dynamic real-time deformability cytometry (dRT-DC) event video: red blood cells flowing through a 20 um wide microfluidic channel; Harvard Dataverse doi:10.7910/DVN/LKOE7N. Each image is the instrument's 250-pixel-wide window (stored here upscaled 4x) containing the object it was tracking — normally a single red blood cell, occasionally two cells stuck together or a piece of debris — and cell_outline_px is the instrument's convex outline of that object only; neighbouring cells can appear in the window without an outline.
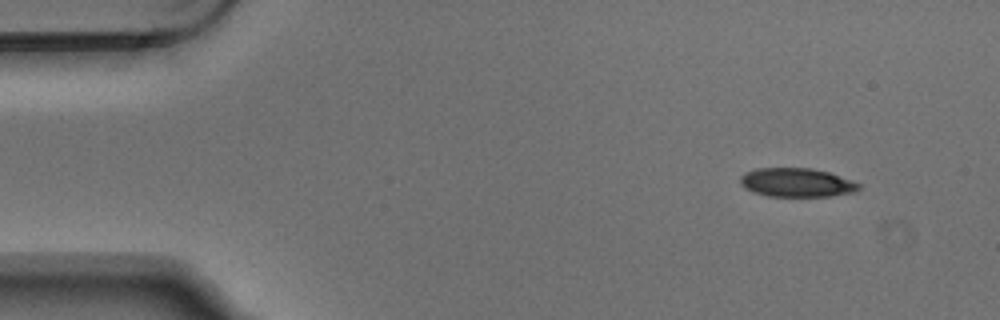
{"species": "Egyptian fruit bat (a non-hibernating species)", "species_latin": "Rousettus aegyptiacus", "temperature_condition": "warm", "stored_images_in_passage": 9, "camera_frame_rate_fps": 3000, "um_per_image_px": 0.085, "animal": {"sex": "male"}, "frame": {"image": 1, "passage_image": 1, "time_ms": 0.0, "image_size_px": [1000, 320], "cell_outline_px": [[860, 188], [856, 192], [828, 196], [768, 196], [752, 192], [744, 188], [740, 184], [740, 176], [744, 172], [756, 168], [812, 168], [828, 172], [852, 180], [860, 184]], "centroid_in_image_um": [67.69, 15.51], "position_along_channel_um": 17.3, "area_um2": 20.06}}
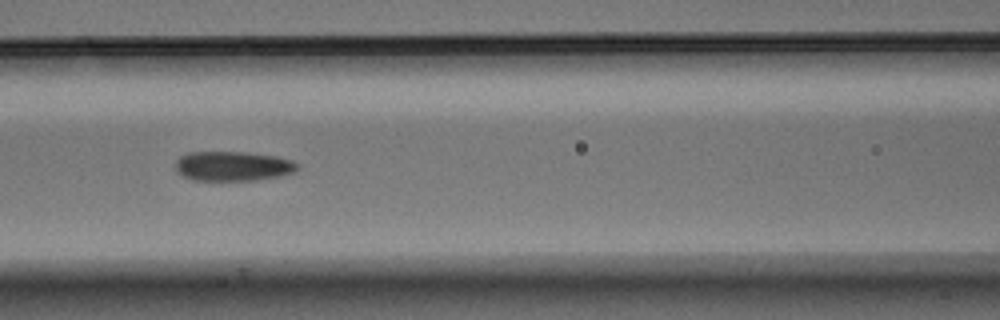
{"frame": {"image": 2, "passage_image": 6, "time_ms": 1.667, "image_size_px": [1000, 320], "cell_outline_px": [[300, 168], [296, 172], [280, 176], [256, 180], [192, 180], [180, 176], [176, 172], [176, 160], [180, 156], [188, 152], [248, 152], [276, 156], [292, 160], [300, 164]], "centroid_in_image_um": [19.81, 14.12], "position_along_channel_um": 146.8, "area_um2": 21.44}}
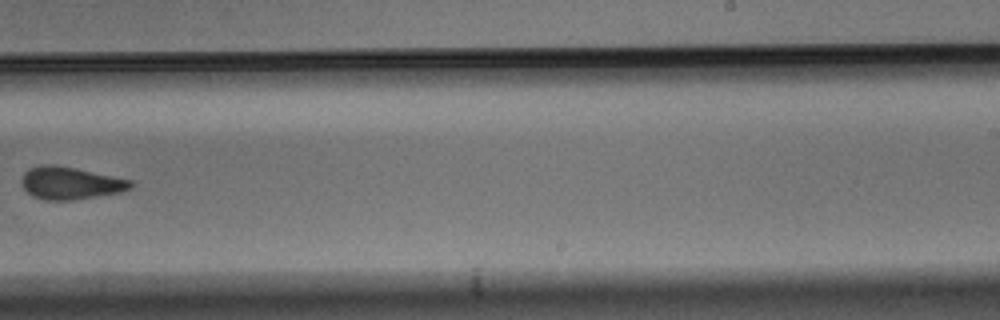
{"frame": {"image": 3, "passage_image": 9, "time_ms": 2.667, "image_size_px": [1000, 320], "cell_outline_px": [[136, 184], [132, 188], [120, 192], [72, 200], [44, 200], [32, 196], [24, 188], [20, 180], [24, 172], [28, 168], [40, 164], [56, 164], [132, 180]], "centroid_in_image_um": [5.97, 15.55], "position_along_channel_um": 283.0, "area_um2": 20.81}}